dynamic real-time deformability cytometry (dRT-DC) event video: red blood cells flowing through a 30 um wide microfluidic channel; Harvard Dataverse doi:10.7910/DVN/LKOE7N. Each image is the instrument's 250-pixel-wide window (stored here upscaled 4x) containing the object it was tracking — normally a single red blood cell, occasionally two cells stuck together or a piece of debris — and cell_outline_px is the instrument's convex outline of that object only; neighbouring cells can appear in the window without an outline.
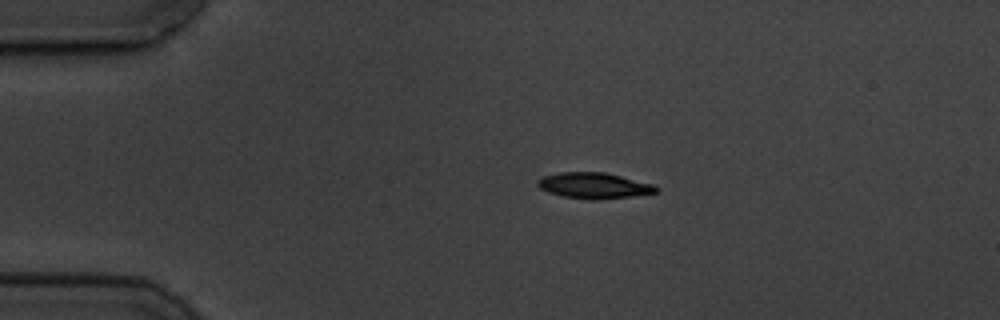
{"species": "common noctule bat (a hibernating species)", "species_latin": "Nyctalus noctula", "temperature_condition": "cold", "stored_images_in_passage": 9, "camera_frame_rate_fps": 3000, "um_per_image_px": 0.085, "animal": {"sex": "male", "body_mass_g": 19.5, "forearm_length_mm": 54.6}, "frame": {"image": 1, "passage_image": 4, "time_ms": 3.667, "image_size_px": [1000, 320], "cell_outline_px": [[660, 188], [656, 192], [632, 196], [596, 200], [592, 200], [564, 196], [548, 192], [540, 188], [536, 184], [536, 180], [540, 176], [560, 172], [604, 172], [652, 184]], "centroid_in_image_um": [50.43, 15.77], "position_along_channel_um": 34.6, "area_um2": 17.8}}
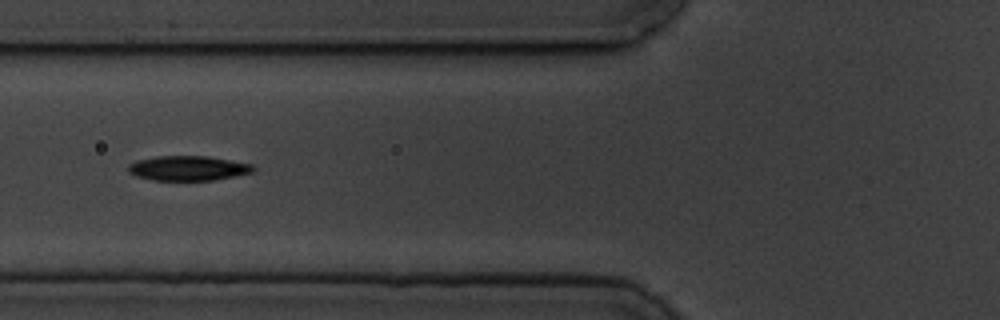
{"frame": {"image": 2, "passage_image": 7, "time_ms": 7.0, "image_size_px": [1000, 320], "cell_outline_px": [[256, 168], [252, 172], [212, 180], [152, 180], [136, 176], [128, 172], [128, 164], [136, 160], [156, 156], [208, 156], [252, 164]], "centroid_in_image_um": [15.94, 14.29], "position_along_channel_um": 109.9, "area_um2": 17.98}}
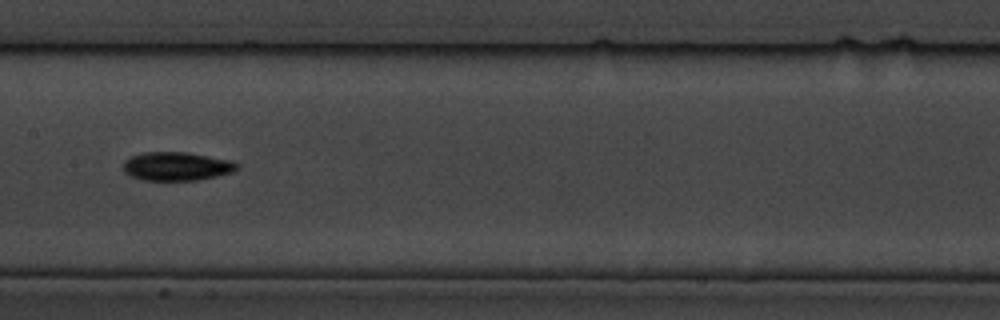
{"frame": {"image": 3, "passage_image": 9, "time_ms": 9.333, "image_size_px": [1000, 320], "cell_outline_px": [[240, 168], [232, 172], [216, 176], [196, 180], [140, 180], [124, 172], [124, 160], [132, 156], [144, 152], [184, 152], [228, 160], [240, 164]], "centroid_in_image_um": [15.0, 14.14], "position_along_channel_um": 192.4, "area_um2": 18.79}}